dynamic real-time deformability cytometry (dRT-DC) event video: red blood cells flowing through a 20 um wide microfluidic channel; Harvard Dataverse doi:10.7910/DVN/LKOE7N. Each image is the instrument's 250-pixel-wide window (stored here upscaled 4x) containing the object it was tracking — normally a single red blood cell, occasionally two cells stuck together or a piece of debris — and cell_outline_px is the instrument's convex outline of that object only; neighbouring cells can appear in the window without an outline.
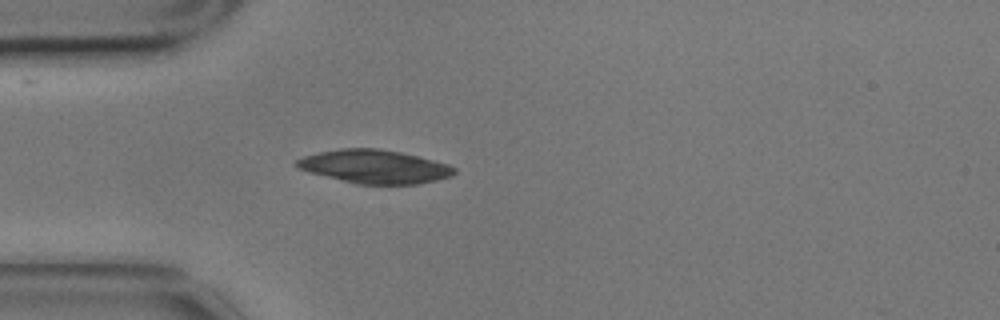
{"species": "common noctule bat (a hibernating species)", "species_latin": "Nyctalus noctula", "temperature_condition": "cold", "stored_images_in_passage": 44, "camera_frame_rate_fps": 3000, "um_per_image_px": 0.085, "animal": {"sex": "male", "body_mass_g": 17.9}, "frame": {"image": 1, "passage_image": 8, "time_ms": 2.333, "image_size_px": [1000, 320], "cell_outline_px": [[456, 172], [452, 176], [420, 184], [356, 184], [312, 172], [300, 168], [292, 164], [296, 160], [304, 156], [320, 152], [340, 148], [376, 148], [400, 152], [448, 164], [456, 168]], "centroid_in_image_um": [31.86, 14.16], "position_along_channel_um": 53.1, "area_um2": 30.46}}
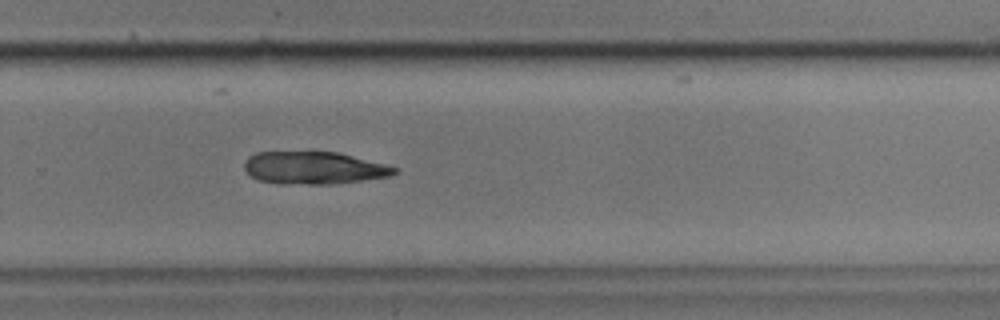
{"frame": {"image": 2, "passage_image": 30, "time_ms": 9.667, "image_size_px": [1000, 320], "cell_outline_px": [[400, 172], [392, 176], [336, 184], [280, 184], [256, 180], [244, 168], [244, 160], [248, 156], [256, 152], [336, 152], [388, 164], [400, 168]], "centroid_in_image_um": [26.73, 14.28], "position_along_channel_um": 303.1, "area_um2": 28.9}}
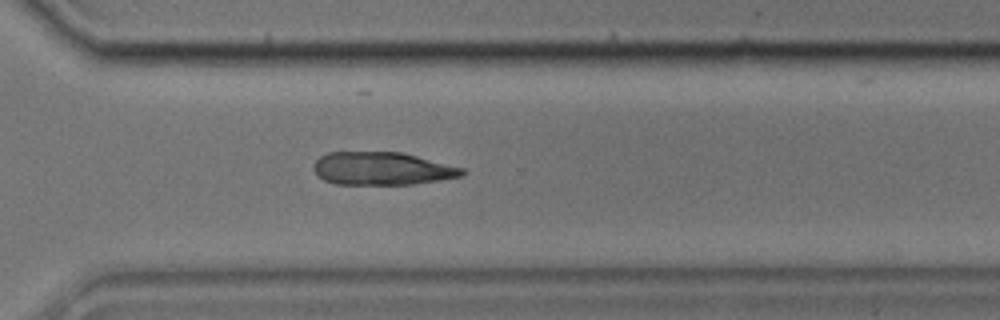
{"frame": {"image": 3, "passage_image": 33, "time_ms": 10.667, "image_size_px": [1000, 320], "cell_outline_px": [[464, 176], [412, 184], [336, 184], [324, 180], [312, 168], [312, 164], [320, 156], [328, 152], [400, 152], [464, 168]], "centroid_in_image_um": [32.45, 14.32], "position_along_channel_um": 338.2, "area_um2": 28.32}}